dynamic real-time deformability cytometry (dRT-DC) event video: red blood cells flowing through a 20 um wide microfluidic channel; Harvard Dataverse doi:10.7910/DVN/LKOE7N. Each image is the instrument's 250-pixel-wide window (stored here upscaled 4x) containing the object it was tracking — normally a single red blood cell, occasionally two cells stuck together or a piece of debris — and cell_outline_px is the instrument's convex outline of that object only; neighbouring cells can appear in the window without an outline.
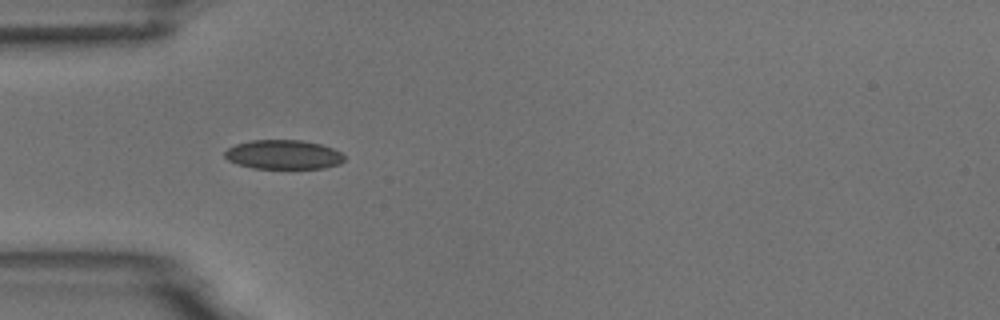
{"species": "common noctule bat (a hibernating species)", "species_latin": "Nyctalus noctula", "temperature_condition": "room temperature", "stored_images_in_passage": 6, "camera_frame_rate_fps": 3000, "um_per_image_px": 0.085, "animal": {"sex": "male", "body_mass_g": 18.8}, "frame": {"image": 1, "passage_image": 5, "time_ms": 4.667, "image_size_px": [1000, 320], "cell_outline_px": [[344, 160], [340, 164], [324, 168], [252, 168], [236, 164], [228, 160], [224, 156], [224, 152], [228, 148], [236, 144], [252, 140], [300, 140], [320, 144], [332, 148], [340, 152], [344, 156]], "centroid_in_image_um": [24.07, 13.14], "position_along_channel_um": 60.9, "area_um2": 20.35}}